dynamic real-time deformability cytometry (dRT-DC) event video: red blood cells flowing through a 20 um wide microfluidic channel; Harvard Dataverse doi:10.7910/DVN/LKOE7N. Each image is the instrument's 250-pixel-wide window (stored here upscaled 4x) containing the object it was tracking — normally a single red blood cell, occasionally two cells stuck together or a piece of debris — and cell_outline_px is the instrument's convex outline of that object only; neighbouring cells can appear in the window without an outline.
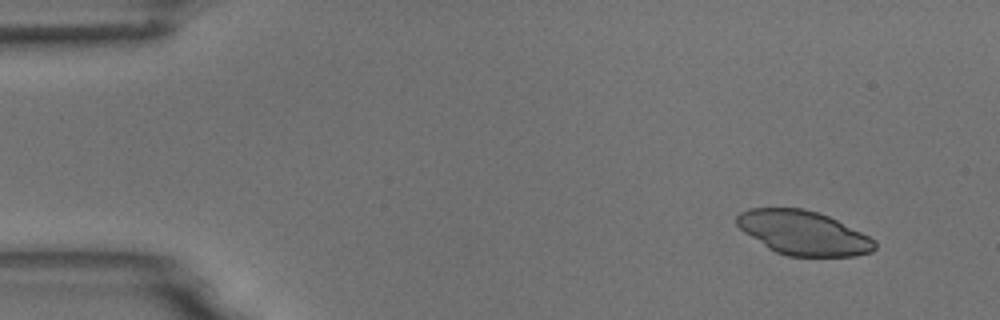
{"species": "common noctule bat (a hibernating species)", "species_latin": "Nyctalus noctula", "temperature_condition": "room temperature", "stored_images_in_passage": 5, "camera_frame_rate_fps": 3000, "um_per_image_px": 0.085, "animal": {"sex": "male", "body_mass_g": 18.8}, "frame": {"image": 1, "passage_image": 2, "time_ms": 0.333, "image_size_px": [1000, 320], "cell_outline_px": [[876, 248], [872, 252], [856, 256], [788, 256], [776, 252], [768, 248], [744, 232], [736, 224], [736, 216], [740, 212], [748, 208], [804, 208], [828, 216], [876, 240]], "centroid_in_image_um": [68.27, 19.8], "position_along_channel_um": 16.7, "area_um2": 35.32}}